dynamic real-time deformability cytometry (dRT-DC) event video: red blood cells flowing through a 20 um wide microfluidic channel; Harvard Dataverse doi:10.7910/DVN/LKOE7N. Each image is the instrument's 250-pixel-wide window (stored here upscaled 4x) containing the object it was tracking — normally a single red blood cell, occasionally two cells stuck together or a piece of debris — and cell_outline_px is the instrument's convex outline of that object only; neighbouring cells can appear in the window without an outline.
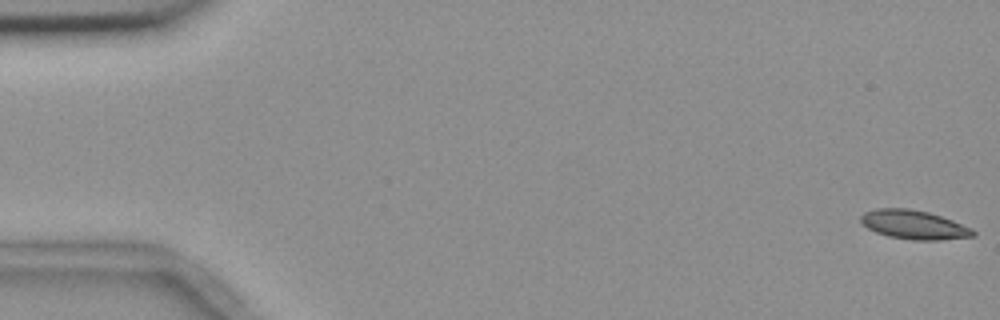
{"species": "common noctule bat (a hibernating species)", "species_latin": "Nyctalus noctula", "temperature_condition": "room temperature", "stored_images_in_passage": 56, "camera_frame_rate_fps": 3000, "um_per_image_px": 0.085, "animal": {"sex": "female", "body_mass_g": 18.4}, "frame": {"image": 1, "passage_image": 1, "time_ms": 0.0, "image_size_px": [1000, 320], "cell_outline_px": [[976, 236], [940, 240], [912, 240], [888, 236], [876, 232], [868, 228], [860, 220], [860, 216], [864, 212], [876, 208], [908, 208], [928, 212], [952, 220], [972, 228], [976, 232]], "centroid_in_image_um": [77.69, 19.1], "position_along_channel_um": 7.3, "area_um2": 18.96}}
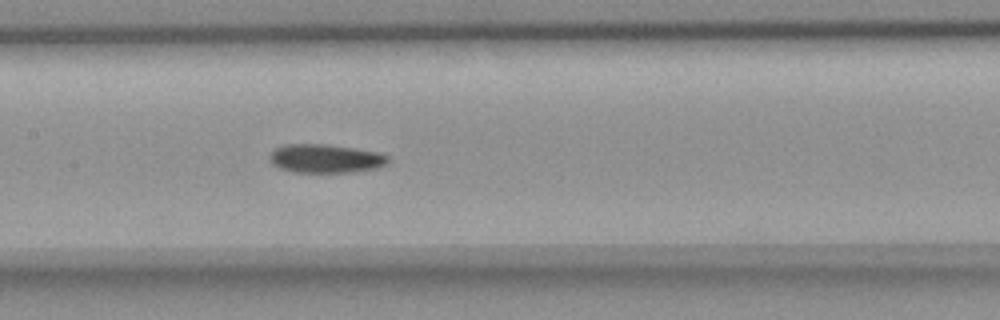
{"frame": {"image": 2, "passage_image": 27, "time_ms": 8.667, "image_size_px": [1000, 320], "cell_outline_px": [[392, 160], [388, 164], [380, 168], [348, 172], [296, 172], [280, 168], [272, 164], [268, 160], [268, 156], [276, 148], [284, 144], [328, 144], [376, 152], [388, 156]], "centroid_in_image_um": [27.68, 13.48], "position_along_channel_um": 179.7, "area_um2": 19.88}}
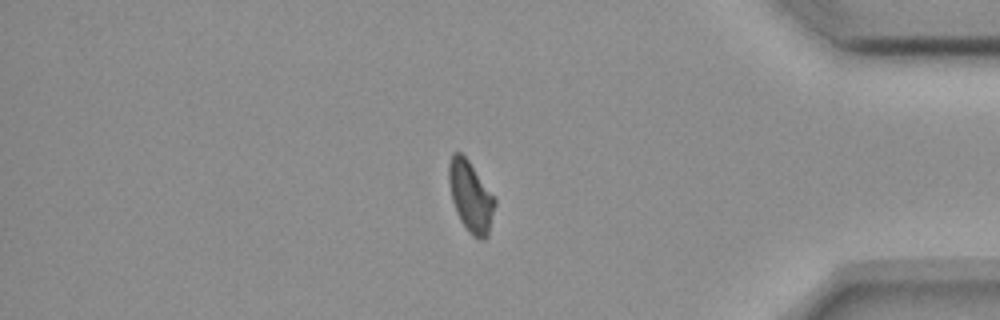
{"frame": {"image": 3, "passage_image": 47, "time_ms": 15.333, "image_size_px": [1000, 320], "cell_outline_px": [[496, 204], [488, 236], [484, 240], [480, 240], [472, 236], [468, 232], [460, 220], [456, 212], [452, 200], [448, 180], [448, 164], [452, 152], [460, 152], [468, 160], [496, 196]], "centroid_in_image_um": [40.02, 16.71], "position_along_channel_um": 395.2, "area_um2": 19.42}, "authors_computed_cell_mechanics": {"area_um2": 19.3341, "velocity_mm_per_s": 3.6774, "shape_relaxation_time_tau1_ms": 6.5956, "shape_relaxation_time_tau2_ms": null, "deformation_change_tau1": 0.126, "deformation_change_tau2": null}}